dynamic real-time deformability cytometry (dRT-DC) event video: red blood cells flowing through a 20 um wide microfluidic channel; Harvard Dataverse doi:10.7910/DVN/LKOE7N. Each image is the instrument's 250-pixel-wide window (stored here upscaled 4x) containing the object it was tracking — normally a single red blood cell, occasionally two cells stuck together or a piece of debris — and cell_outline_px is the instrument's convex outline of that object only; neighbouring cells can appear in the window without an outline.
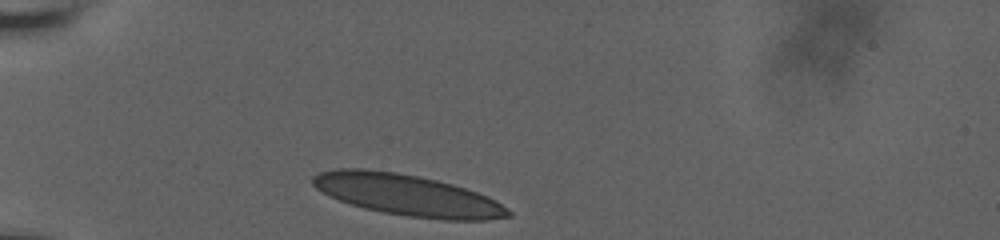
{"species": "human", "species_latin": "Homo sapiens", "temperature_condition": "room temperature", "stored_images_in_passage": 40, "camera_frame_rate_fps": 3000, "um_per_image_px": 0.085, "donor": {"sex": "male"}, "frame": {"image": 1, "passage_image": 1, "time_ms": 0.0, "image_size_px": [1000, 240], "cell_outline_px": [[512, 216], [488, 220], [444, 220], [408, 216], [384, 212], [364, 208], [328, 196], [316, 188], [312, 184], [312, 176], [320, 172], [336, 168], [364, 168], [396, 172], [436, 180], [452, 184], [488, 196], [496, 200], [508, 208], [512, 212]], "centroid_in_image_um": [34.64, 16.58], "position_along_channel_um": 50.4, "area_um2": 46.93}}
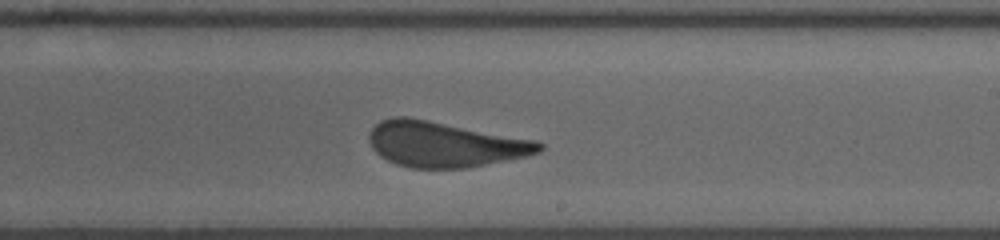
{"frame": {"image": 2, "passage_image": 21, "time_ms": 6.333, "image_size_px": [1000, 240], "cell_outline_px": [[544, 148], [540, 152], [528, 156], [468, 168], [412, 168], [396, 164], [380, 156], [372, 148], [368, 140], [368, 136], [372, 128], [380, 120], [392, 116], [408, 116], [536, 140], [544, 144]], "centroid_in_image_um": [37.79, 12.26], "position_along_channel_um": 251.2, "area_um2": 45.32}}
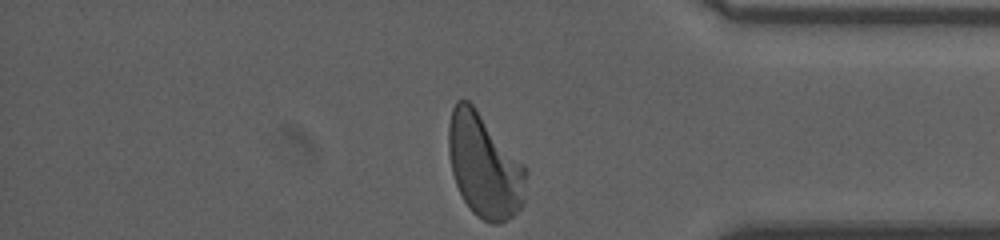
{"frame": {"image": 3, "passage_image": 39, "time_ms": 10.667, "image_size_px": [1000, 240], "cell_outline_px": [[528, 172], [524, 204], [512, 216], [500, 224], [492, 224], [484, 220], [472, 212], [464, 200], [456, 184], [452, 172], [448, 152], [448, 124], [452, 108], [456, 100], [468, 100], [476, 108], [524, 164]], "centroid_in_image_um": [41.18, 14.1], "position_along_channel_um": 394.0, "area_um2": 46.99}, "authors_computed_cell_mechanics": {"area_um2": 45.6331, "velocity_mm_per_s": 3.6311, "shape_relaxation_time_tau1_ms": 9.6762, "shape_relaxation_time_tau2_ms": 0.7689, "deformation_change_tau1": 0.2431, "deformation_change_tau2": 0.1031}}